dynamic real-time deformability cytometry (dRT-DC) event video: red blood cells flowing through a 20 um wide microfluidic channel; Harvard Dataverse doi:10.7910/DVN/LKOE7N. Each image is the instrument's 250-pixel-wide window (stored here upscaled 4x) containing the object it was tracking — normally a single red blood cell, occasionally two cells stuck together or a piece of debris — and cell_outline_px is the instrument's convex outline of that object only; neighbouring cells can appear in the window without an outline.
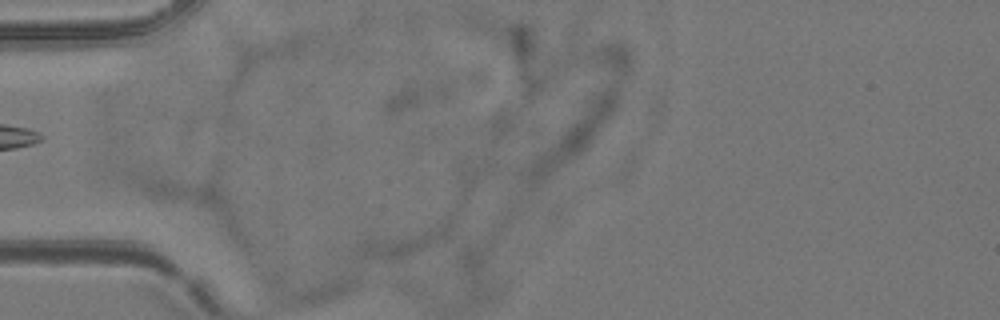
{"species": "common noctule bat (a hibernating species)", "species_latin": "Nyctalus noctula", "temperature_condition": "room temperature", "stored_images_in_passage": 4, "camera_frame_rate_fps": 3000, "um_per_image_px": 0.085, "animal": {"sex": "female", "body_mass_g": 24.6, "forearm_length_mm": 56.2}, "frame": {"image": 1, "passage_image": 4, "time_ms": 1.0, "image_size_px": [1000, 320], "cell_outline_px": [[452, 224], [448, 236], [444, 240], [396, 260], [384, 260], [356, 256], [356, 248], [364, 240], [452, 216]], "centroid_in_image_um": [34.44, 20.47], "position_along_channel_um": 50.6, "area_um2": 15.9}}